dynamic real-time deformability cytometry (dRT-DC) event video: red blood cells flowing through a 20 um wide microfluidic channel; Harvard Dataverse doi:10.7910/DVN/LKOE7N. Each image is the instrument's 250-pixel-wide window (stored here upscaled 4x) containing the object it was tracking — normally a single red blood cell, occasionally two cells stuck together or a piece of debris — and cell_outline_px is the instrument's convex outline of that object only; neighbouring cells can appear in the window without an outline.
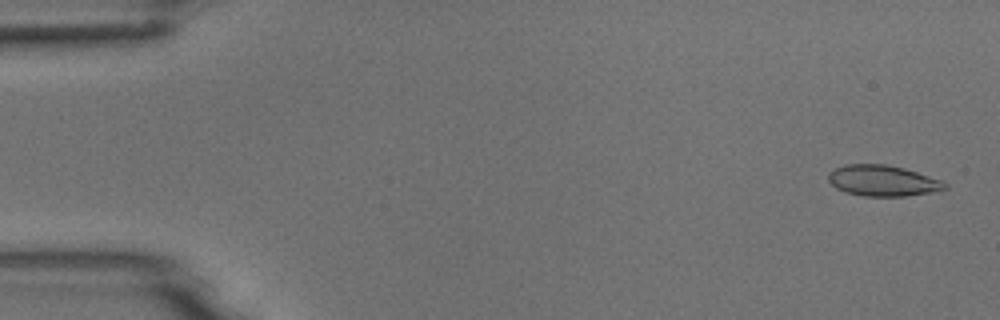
{"species": "common noctule bat (a hibernating species)", "species_latin": "Nyctalus noctula", "temperature_condition": "room temperature", "stored_images_in_passage": 51, "camera_frame_rate_fps": 3000, "um_per_image_px": 0.085, "animal": {"sex": "male", "body_mass_g": 18.8}, "frame": {"image": 1, "passage_image": 2, "time_ms": 0.333, "image_size_px": [1000, 320], "cell_outline_px": [[948, 188], [928, 192], [904, 196], [864, 196], [844, 192], [836, 188], [828, 180], [828, 176], [836, 168], [844, 164], [884, 164], [904, 168], [944, 180], [948, 184]], "centroid_in_image_um": [75.05, 15.35], "position_along_channel_um": 9.9, "area_um2": 20.92}}
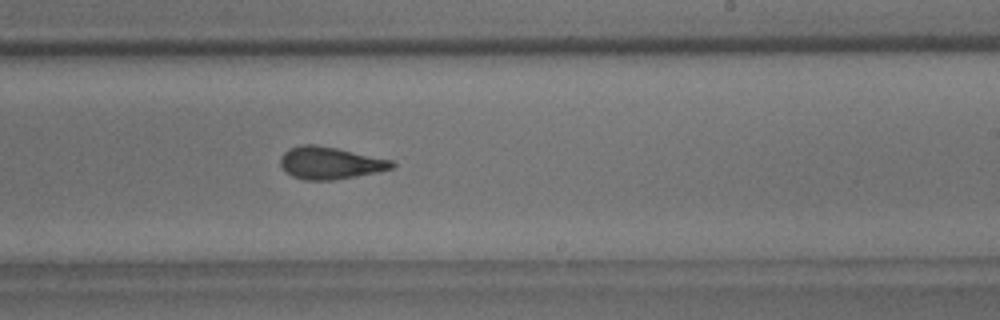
{"frame": {"image": 2, "passage_image": 31, "time_ms": 10.0, "image_size_px": [1000, 320], "cell_outline_px": [[396, 164], [392, 168], [376, 172], [356, 176], [332, 180], [304, 180], [292, 176], [284, 172], [280, 164], [280, 156], [288, 148], [300, 144], [316, 144], [336, 148], [392, 160]], "centroid_in_image_um": [27.99, 13.85], "position_along_channel_um": 261.0, "area_um2": 21.04}}
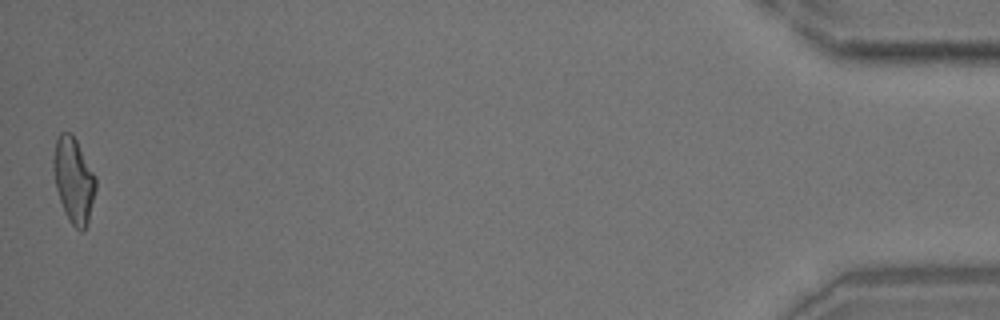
{"frame": {"image": 3, "passage_image": 51, "time_ms": 16.667, "image_size_px": [1000, 320], "cell_outline_px": [[96, 188], [88, 224], [84, 232], [80, 232], [68, 220], [60, 200], [56, 188], [52, 168], [52, 160], [56, 140], [60, 132], [72, 132], [96, 176]], "centroid_in_image_um": [6.26, 15.32], "position_along_channel_um": 428.9, "area_um2": 21.27}}